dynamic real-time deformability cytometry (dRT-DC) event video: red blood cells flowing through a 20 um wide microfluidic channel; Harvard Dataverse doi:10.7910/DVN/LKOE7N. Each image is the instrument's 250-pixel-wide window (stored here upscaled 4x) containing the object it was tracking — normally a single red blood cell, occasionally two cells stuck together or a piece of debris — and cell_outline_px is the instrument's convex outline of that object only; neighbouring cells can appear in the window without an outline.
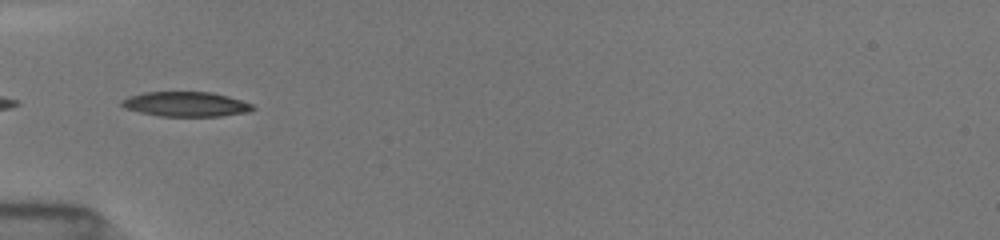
{"species": "common noctule bat (a hibernating species)", "species_latin": "Nyctalus noctula", "temperature_condition": "room temperature", "stored_images_in_passage": 5, "camera_frame_rate_fps": 3000, "um_per_image_px": 0.085, "animal": {"sex": "female", "body_mass_g": 19.5, "forearm_length_mm": 54.1}, "frame": {"image": 1, "passage_image": 1, "time_ms": 0.0, "image_size_px": [1000, 240], "cell_outline_px": [[256, 108], [248, 112], [220, 116], [160, 116], [140, 112], [124, 108], [120, 104], [120, 100], [128, 96], [144, 92], [212, 92], [228, 96], [252, 104]], "centroid_in_image_um": [15.77, 8.85], "position_along_channel_um": 69.2, "area_um2": 18.96}}
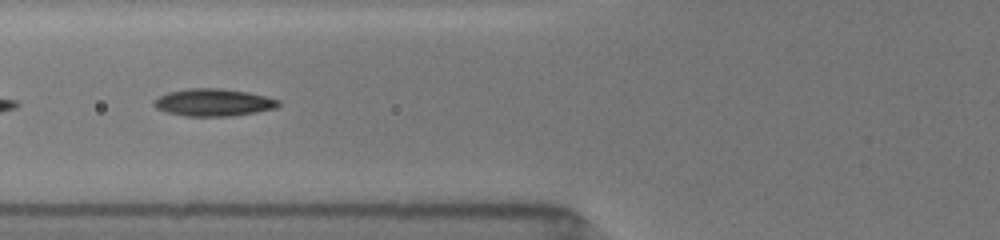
{"frame": {"image": 2, "passage_image": 3, "time_ms": 1.0, "image_size_px": [1000, 240], "cell_outline_px": [[280, 104], [276, 108], [256, 112], [232, 116], [184, 116], [168, 112], [156, 108], [152, 104], [152, 100], [168, 92], [188, 88], [220, 88], [248, 92], [280, 100]], "centroid_in_image_um": [18.12, 8.7], "position_along_channel_um": 107.7, "area_um2": 19.88}}